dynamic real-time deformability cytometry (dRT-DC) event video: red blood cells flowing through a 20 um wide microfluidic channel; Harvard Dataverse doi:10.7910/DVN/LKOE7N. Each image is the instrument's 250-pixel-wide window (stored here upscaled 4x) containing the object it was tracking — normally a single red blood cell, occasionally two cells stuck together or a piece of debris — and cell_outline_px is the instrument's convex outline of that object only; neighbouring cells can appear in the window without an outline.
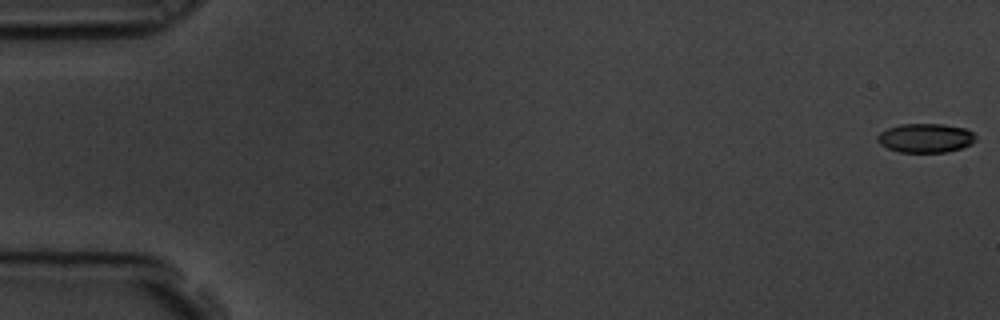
{"species": "common noctule bat (a hibernating species)", "species_latin": "Nyctalus noctula", "temperature_condition": "room temperature", "stored_images_in_passage": 6, "camera_frame_rate_fps": 3000, "um_per_image_px": 0.085, "animal": {"sex": "male", "body_mass_g": 19.5, "forearm_length_mm": 54.6}, "frame": {"image": 1, "passage_image": 1, "time_ms": 0.0, "image_size_px": [1000, 320], "cell_outline_px": [[976, 140], [972, 144], [960, 148], [944, 152], [900, 152], [888, 148], [880, 144], [876, 140], [876, 136], [880, 132], [888, 128], [900, 124], [944, 124], [964, 128], [972, 132], [976, 136]], "centroid_in_image_um": [78.66, 11.72], "position_along_channel_um": 6.3, "area_um2": 16.65}}
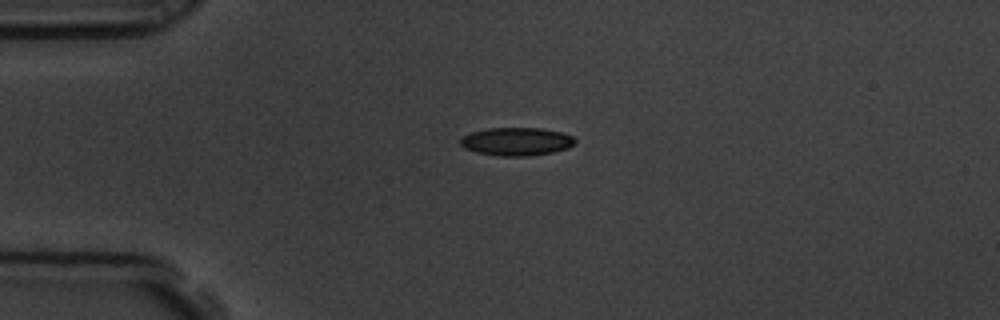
{"frame": {"image": 2, "passage_image": 5, "time_ms": 1.333, "image_size_px": [1000, 320], "cell_outline_px": [[576, 144], [568, 148], [552, 152], [528, 156], [500, 156], [476, 152], [464, 148], [460, 144], [460, 140], [464, 136], [472, 132], [488, 128], [540, 128], [560, 132], [572, 136], [576, 140]], "centroid_in_image_um": [43.91, 12.03], "position_along_channel_um": 41.1, "area_um2": 18.73}}